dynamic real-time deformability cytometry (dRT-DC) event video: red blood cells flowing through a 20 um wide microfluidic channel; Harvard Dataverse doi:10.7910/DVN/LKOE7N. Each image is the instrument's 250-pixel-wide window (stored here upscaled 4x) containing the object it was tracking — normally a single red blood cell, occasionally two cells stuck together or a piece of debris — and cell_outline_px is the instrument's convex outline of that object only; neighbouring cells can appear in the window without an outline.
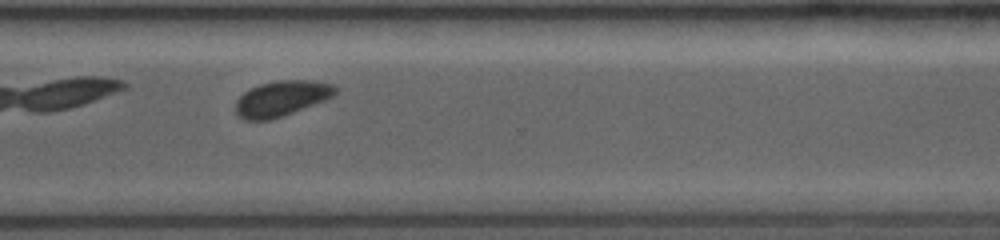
{"species": "common noctule bat (a hibernating species)", "species_latin": "Nyctalus noctula", "temperature_condition": "room temperature", "stored_images_in_passage": 46, "camera_frame_rate_fps": 3500, "um_per_image_px": 0.085, "animal": {"sex": "female", "body_mass_g": 19.0, "forearm_length_mm": 53.3}, "frame": {"image": 1, "passage_image": 31, "time_ms": 7.429, "image_size_px": [1000, 240], "cell_outline_px": [[336, 92], [332, 96], [324, 100], [292, 112], [268, 120], [244, 120], [236, 112], [236, 100], [244, 92], [260, 84], [276, 80], [312, 80], [332, 84], [336, 88]], "centroid_in_image_um": [23.91, 8.35], "position_along_channel_um": 346.7, "area_um2": 20.17}}